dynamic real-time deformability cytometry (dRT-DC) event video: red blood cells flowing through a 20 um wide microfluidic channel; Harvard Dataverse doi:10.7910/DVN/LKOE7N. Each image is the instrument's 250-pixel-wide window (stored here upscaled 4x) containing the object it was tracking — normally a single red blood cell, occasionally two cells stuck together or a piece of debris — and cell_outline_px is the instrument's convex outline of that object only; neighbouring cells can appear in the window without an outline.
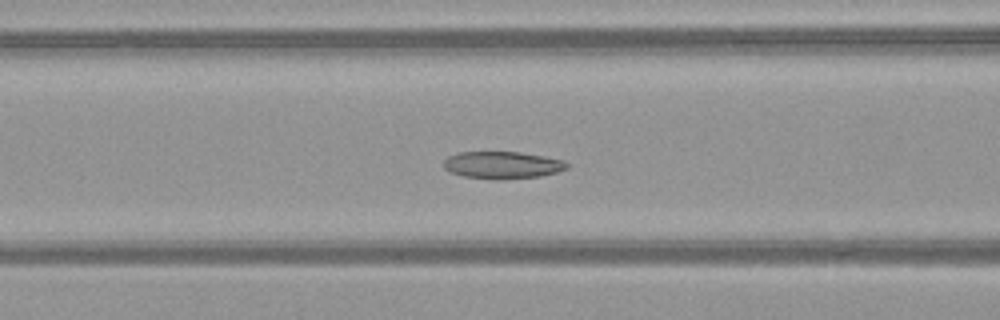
{"species": "common noctule bat (a hibernating species)", "species_latin": "Nyctalus noctula", "temperature_condition": "warm", "stored_images_in_passage": 52, "camera_frame_rate_fps": 3000, "um_per_image_px": 0.085, "animal": {"sex": "female", "body_mass_g": 21.9}, "frame": {"image": 1, "passage_image": 22, "time_ms": 7.0, "image_size_px": [1000, 320], "cell_outline_px": [[568, 168], [556, 172], [540, 176], [464, 176], [448, 172], [444, 168], [444, 160], [448, 156], [456, 152], [520, 152], [544, 156], [564, 160], [568, 164]], "centroid_in_image_um": [42.69, 13.96], "position_along_channel_um": 123.9, "area_um2": 18.55}}
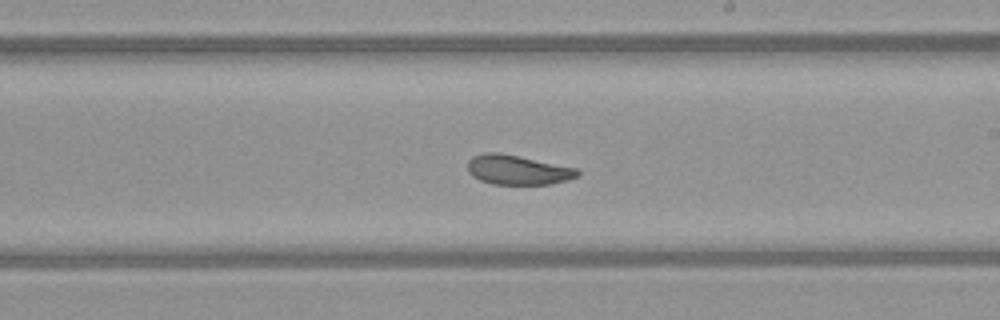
{"frame": {"image": 2, "passage_image": 31, "time_ms": 10.0, "image_size_px": [1000, 320], "cell_outline_px": [[580, 176], [568, 180], [552, 184], [492, 184], [480, 180], [472, 176], [468, 172], [468, 160], [472, 156], [484, 152], [500, 152], [576, 168], [580, 172]], "centroid_in_image_um": [43.99, 14.44], "position_along_channel_um": 245.0, "area_um2": 19.07}}
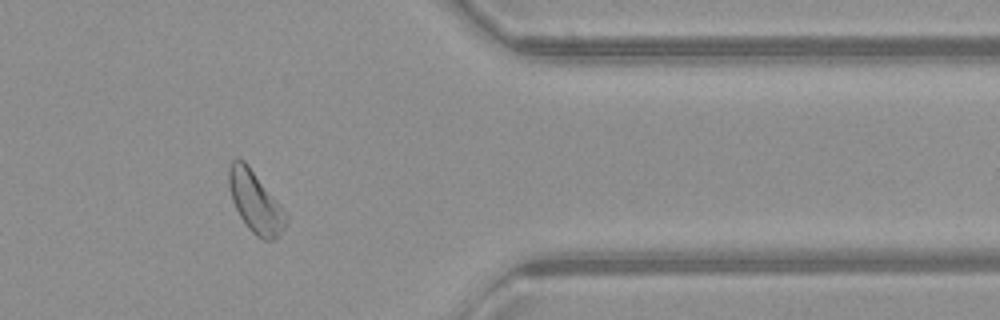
{"frame": {"image": 3, "passage_image": 43, "time_ms": 14.0, "image_size_px": [1000, 320], "cell_outline_px": [[288, 220], [284, 228], [272, 240], [264, 240], [256, 236], [248, 228], [240, 216], [232, 200], [228, 184], [228, 168], [232, 160], [236, 156], [244, 160], [248, 164], [280, 204], [288, 216]], "centroid_in_image_um": [21.68, 17.13], "position_along_channel_um": 389.7, "area_um2": 20.4}, "authors_computed_cell_mechanics": {"area_um2": 21.1548, "velocity_mm_per_s": 4.0353, "shape_relaxation_time_tau1_ms": null, "shape_relaxation_time_tau2_ms": 4.384, "deformation_change_tau1": null, "deformation_change_tau2": 0.1062}}